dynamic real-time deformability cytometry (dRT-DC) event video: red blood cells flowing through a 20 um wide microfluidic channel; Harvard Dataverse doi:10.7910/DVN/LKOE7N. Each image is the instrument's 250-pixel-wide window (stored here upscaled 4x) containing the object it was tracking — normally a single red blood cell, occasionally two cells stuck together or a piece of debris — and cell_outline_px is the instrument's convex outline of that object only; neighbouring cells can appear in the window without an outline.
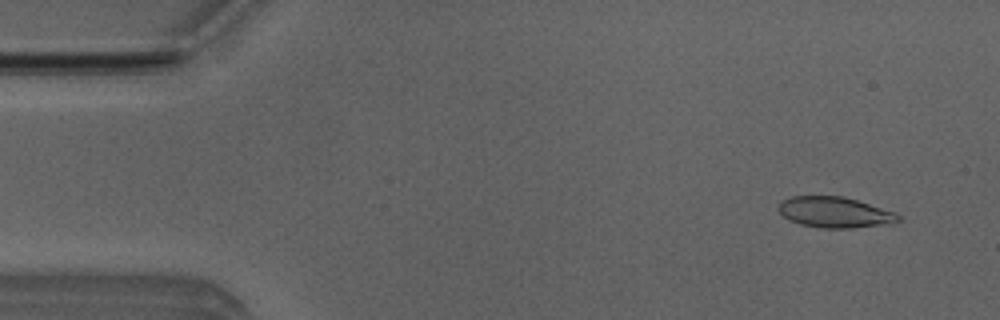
{"species": "Egyptian fruit bat (a non-hibernating species)", "species_latin": "Rousettus aegyptiacus", "temperature_condition": "room temperature", "stored_images_in_passage": 50, "camera_frame_rate_fps": 3000, "um_per_image_px": 0.085, "animal": {"sex": "male"}, "frame": {"image": 1, "passage_image": 4, "time_ms": 1.0, "image_size_px": [1000, 320], "cell_outline_px": [[900, 220], [888, 224], [852, 228], [820, 228], [800, 224], [788, 220], [776, 208], [780, 200], [792, 196], [840, 196], [856, 200], [896, 212], [900, 216]], "centroid_in_image_um": [70.91, 18.05], "position_along_channel_um": 14.1, "area_um2": 21.56}}
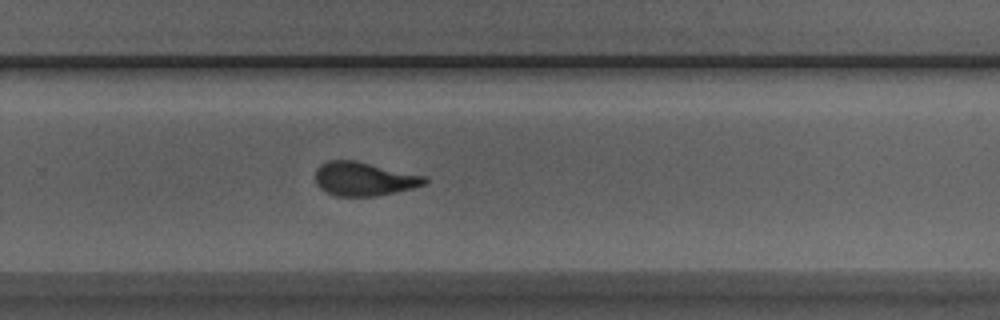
{"frame": {"image": 2, "passage_image": 34, "time_ms": 11.0, "image_size_px": [1000, 320], "cell_outline_px": [[428, 184], [396, 192], [376, 196], [336, 196], [320, 188], [316, 184], [316, 168], [320, 164], [328, 160], [356, 160], [424, 176], [428, 180]], "centroid_in_image_um": [30.93, 15.2], "position_along_channel_um": 298.9, "area_um2": 21.5}}
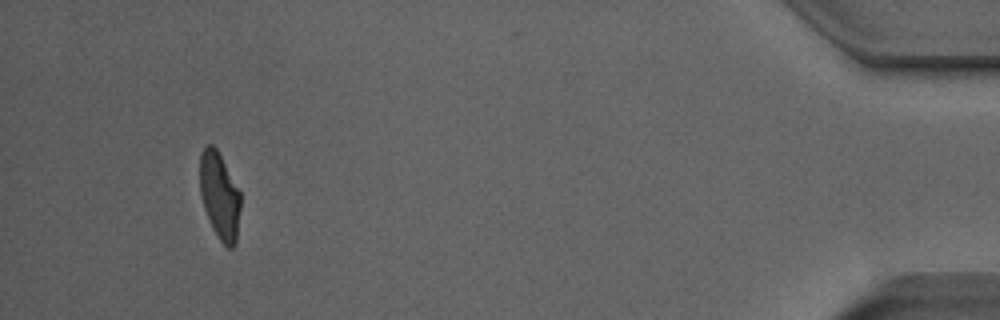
{"frame": {"image": 3, "passage_image": 49, "time_ms": 16.0, "image_size_px": [1000, 320], "cell_outline_px": [[240, 208], [236, 244], [232, 248], [228, 248], [220, 240], [212, 228], [204, 208], [200, 192], [200, 152], [208, 144], [212, 144], [216, 148], [240, 192]], "centroid_in_image_um": [18.66, 16.66], "position_along_channel_um": 416.5, "area_um2": 20.4}}